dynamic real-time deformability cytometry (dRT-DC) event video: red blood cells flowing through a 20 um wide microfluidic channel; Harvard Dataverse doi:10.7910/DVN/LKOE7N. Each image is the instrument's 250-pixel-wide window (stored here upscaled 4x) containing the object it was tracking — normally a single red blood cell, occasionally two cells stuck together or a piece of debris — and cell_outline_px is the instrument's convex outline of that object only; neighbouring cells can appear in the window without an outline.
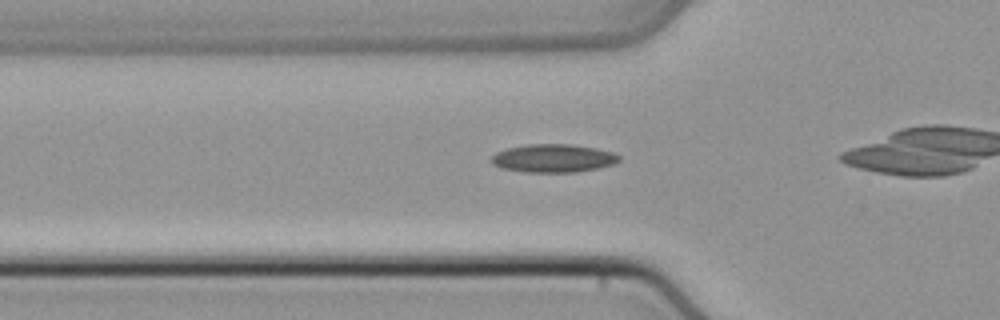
{"species": "common noctule bat (a hibernating species)", "species_latin": "Nyctalus noctula", "temperature_condition": "cold", "stored_images_in_passage": 33, "camera_frame_rate_fps": 3000, "um_per_image_px": 0.085, "animal": {"sex": "male", "body_mass_g": 21.5, "forearm_length_mm": 52.0}, "frame": {"image": 1, "passage_image": 11, "time_ms": 3.333, "image_size_px": [1000, 320], "cell_outline_px": [[620, 160], [612, 164], [596, 168], [576, 172], [524, 172], [500, 168], [492, 164], [488, 160], [496, 152], [508, 148], [528, 144], [568, 144], [596, 148], [612, 152], [620, 156]], "centroid_in_image_um": [46.97, 13.45], "position_along_channel_um": 78.8, "area_um2": 20.98}}
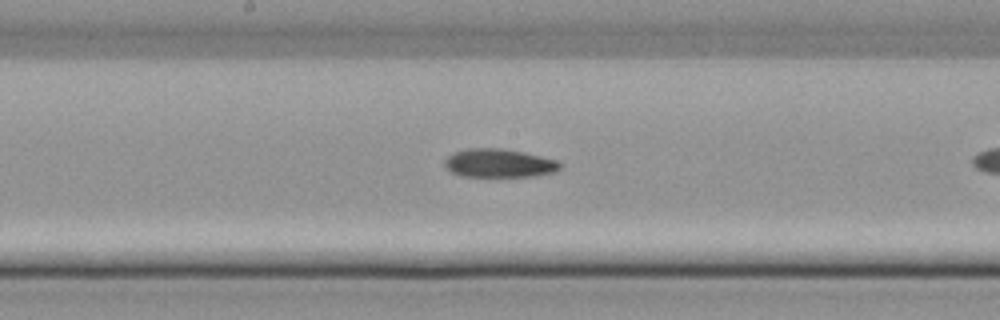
{"frame": {"image": 2, "passage_image": 20, "time_ms": 6.333, "image_size_px": [1000, 320], "cell_outline_px": [[560, 168], [556, 172], [532, 176], [460, 176], [444, 168], [444, 160], [452, 152], [468, 148], [500, 148], [524, 152], [556, 160], [560, 164]], "centroid_in_image_um": [42.37, 13.86], "position_along_channel_um": 205.8, "area_um2": 19.19}}
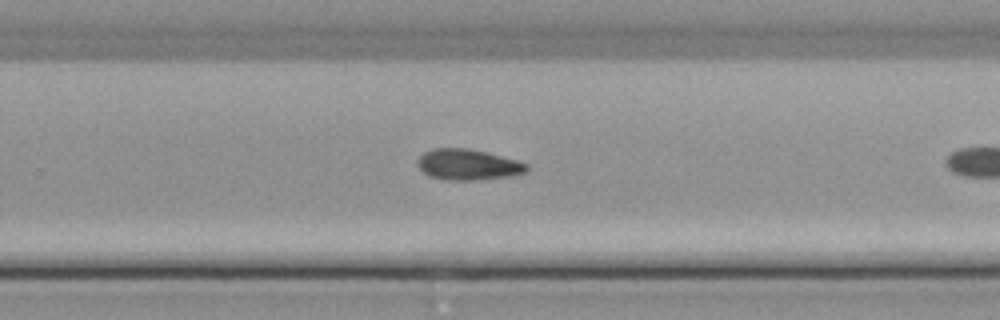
{"frame": {"image": 3, "passage_image": 26, "time_ms": 8.333, "image_size_px": [1000, 320], "cell_outline_px": [[528, 172], [512, 176], [472, 180], [452, 180], [428, 176], [420, 168], [420, 156], [424, 152], [432, 148], [468, 148], [516, 160], [528, 164]], "centroid_in_image_um": [39.81, 13.99], "position_along_channel_um": 290.0, "area_um2": 19.31}}